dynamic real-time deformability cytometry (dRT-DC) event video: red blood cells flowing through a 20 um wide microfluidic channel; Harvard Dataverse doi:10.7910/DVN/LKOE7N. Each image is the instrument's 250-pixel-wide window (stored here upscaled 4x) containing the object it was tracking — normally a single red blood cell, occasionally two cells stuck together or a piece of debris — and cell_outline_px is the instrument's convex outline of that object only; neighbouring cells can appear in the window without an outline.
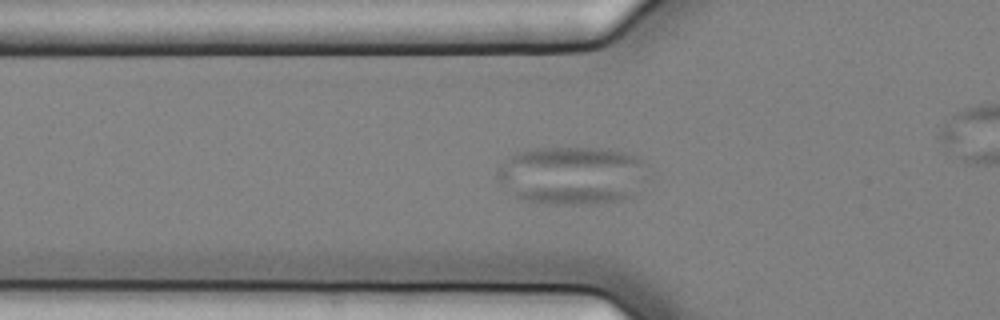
{"species": "common noctule bat (a hibernating species)", "species_latin": "Nyctalus noctula", "temperature_condition": "cold", "stored_images_in_passage": 53, "camera_frame_rate_fps": 3000, "um_per_image_px": 0.085, "animal": {"sex": "female", "body_mass_g": 25.1}, "frame": {"image": 1, "passage_image": 23, "time_ms": 7.333, "image_size_px": [1000, 320], "cell_outline_px": [[640, 164], [632, 196], [624, 200], [592, 204], [552, 204], [524, 200], [516, 196], [500, 184], [496, 180], [496, 168], [500, 164], [516, 152], [536, 148], [600, 148], [624, 152], [636, 156], [640, 160]], "centroid_in_image_um": [48.43, 14.91], "position_along_channel_um": 77.4, "area_um2": 49.94}}
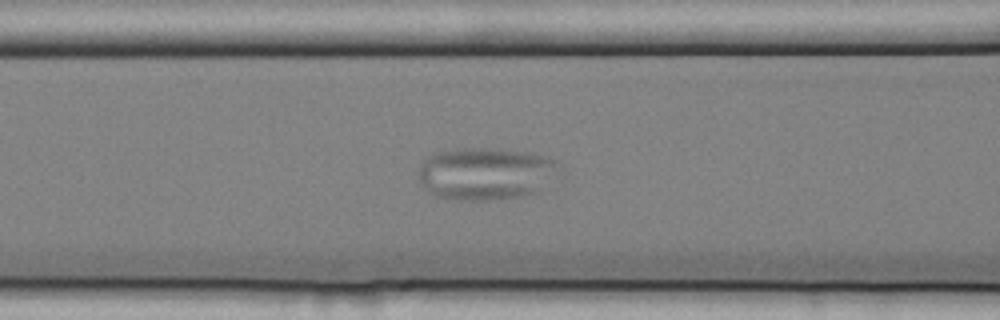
{"frame": {"image": 2, "passage_image": 27, "time_ms": 8.667, "image_size_px": [1000, 320], "cell_outline_px": [[556, 160], [540, 192], [524, 196], [488, 200], [464, 200], [436, 196], [428, 192], [420, 184], [420, 164], [428, 156], [436, 152], [464, 148], [484, 148], [528, 152]], "centroid_in_image_um": [41.16, 14.77], "position_along_channel_um": 125.4, "area_um2": 41.96}}
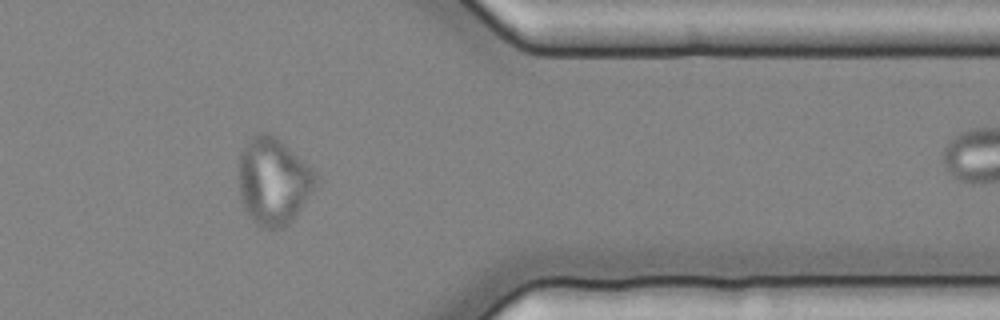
{"frame": {"image": 3, "passage_image": 50, "time_ms": 16.333, "image_size_px": [1000, 320], "cell_outline_px": [[316, 184], [312, 192], [300, 212], [284, 228], [260, 228], [252, 220], [244, 208], [240, 196], [240, 152], [248, 140], [256, 132], [268, 132], [276, 136], [304, 160], [316, 172]], "centroid_in_image_um": [23.25, 15.4], "position_along_channel_um": 388.1, "area_um2": 39.25}}